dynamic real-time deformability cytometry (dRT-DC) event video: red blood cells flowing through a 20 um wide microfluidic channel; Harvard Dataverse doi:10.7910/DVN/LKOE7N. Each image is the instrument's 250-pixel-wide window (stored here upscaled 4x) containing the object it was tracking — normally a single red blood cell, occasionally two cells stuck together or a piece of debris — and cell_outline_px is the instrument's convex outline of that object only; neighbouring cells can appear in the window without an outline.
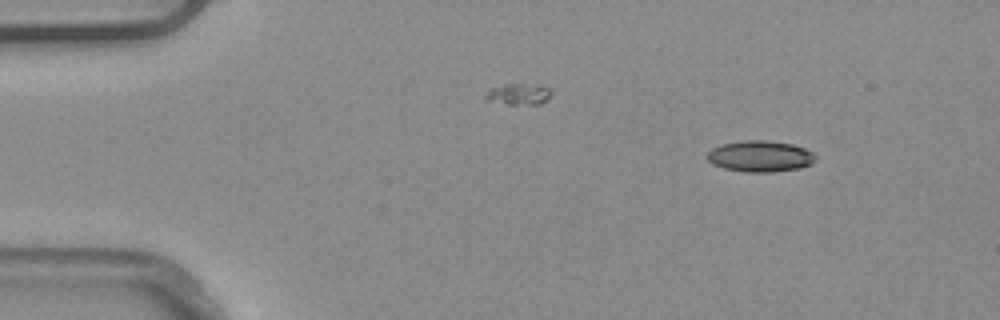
{"species": "common noctule bat (a hibernating species)", "species_latin": "Nyctalus noctula", "temperature_condition": "warm", "stored_images_in_passage": 5, "camera_frame_rate_fps": 3000, "um_per_image_px": 0.085, "animal": {"sex": "male", "body_mass_g": 20.4}, "frame": {"image": 1, "passage_image": 1, "time_ms": 0.0, "image_size_px": [1000, 320], "cell_outline_px": [[816, 160], [812, 164], [800, 168], [772, 172], [744, 172], [724, 168], [712, 164], [708, 160], [708, 152], [712, 148], [720, 144], [744, 140], [764, 140], [792, 144], [804, 148], [812, 152], [816, 156]], "centroid_in_image_um": [64.62, 13.28], "position_along_channel_um": 20.4, "area_um2": 19.77}}
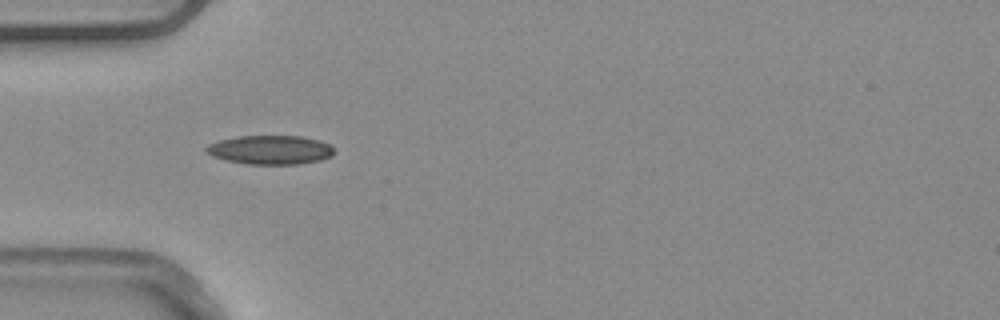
{"frame": {"image": 2, "passage_image": 4, "time_ms": 1.0, "image_size_px": [1000, 320], "cell_outline_px": [[332, 156], [320, 160], [296, 164], [248, 164], [228, 160], [212, 156], [204, 152], [204, 148], [208, 144], [220, 140], [236, 136], [304, 136], [320, 140], [332, 144]], "centroid_in_image_um": [22.97, 12.72], "position_along_channel_um": 62.0, "area_um2": 21.68}}